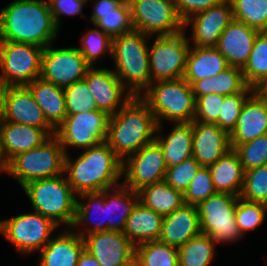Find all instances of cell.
<instances>
[{
    "instance_id": "6da1fadb",
    "label": "cell",
    "mask_w": 267,
    "mask_h": 266,
    "mask_svg": "<svg viewBox=\"0 0 267 266\" xmlns=\"http://www.w3.org/2000/svg\"><path fill=\"white\" fill-rule=\"evenodd\" d=\"M58 30L47 0H15L0 10V41L46 48Z\"/></svg>"
},
{
    "instance_id": "7a4b0ae2",
    "label": "cell",
    "mask_w": 267,
    "mask_h": 266,
    "mask_svg": "<svg viewBox=\"0 0 267 266\" xmlns=\"http://www.w3.org/2000/svg\"><path fill=\"white\" fill-rule=\"evenodd\" d=\"M149 105L140 97L133 96L108 122L106 143L123 161L155 140L161 130Z\"/></svg>"
},
{
    "instance_id": "3957f363",
    "label": "cell",
    "mask_w": 267,
    "mask_h": 266,
    "mask_svg": "<svg viewBox=\"0 0 267 266\" xmlns=\"http://www.w3.org/2000/svg\"><path fill=\"white\" fill-rule=\"evenodd\" d=\"M68 172V173H67ZM64 173L73 191L84 192L113 189L122 176V160L106 142L86 149L76 160L65 154Z\"/></svg>"
},
{
    "instance_id": "277c9868",
    "label": "cell",
    "mask_w": 267,
    "mask_h": 266,
    "mask_svg": "<svg viewBox=\"0 0 267 266\" xmlns=\"http://www.w3.org/2000/svg\"><path fill=\"white\" fill-rule=\"evenodd\" d=\"M149 38L151 36L134 29L114 37L112 41L111 56L116 65L113 72L125 88L129 85L128 91L132 96H140L141 91H145L152 83L147 44Z\"/></svg>"
},
{
    "instance_id": "5b68a950",
    "label": "cell",
    "mask_w": 267,
    "mask_h": 266,
    "mask_svg": "<svg viewBox=\"0 0 267 266\" xmlns=\"http://www.w3.org/2000/svg\"><path fill=\"white\" fill-rule=\"evenodd\" d=\"M140 97L149 105L158 125L163 119L175 123L194 120L196 99L184 78L155 81Z\"/></svg>"
},
{
    "instance_id": "8992f818",
    "label": "cell",
    "mask_w": 267,
    "mask_h": 266,
    "mask_svg": "<svg viewBox=\"0 0 267 266\" xmlns=\"http://www.w3.org/2000/svg\"><path fill=\"white\" fill-rule=\"evenodd\" d=\"M35 212L50 218L56 225L72 228L76 215V193L62 175L31 181L22 187Z\"/></svg>"
},
{
    "instance_id": "52a82bcc",
    "label": "cell",
    "mask_w": 267,
    "mask_h": 266,
    "mask_svg": "<svg viewBox=\"0 0 267 266\" xmlns=\"http://www.w3.org/2000/svg\"><path fill=\"white\" fill-rule=\"evenodd\" d=\"M65 152L55 135L39 147L17 154L1 170L9 173L23 187L27 183L64 173Z\"/></svg>"
},
{
    "instance_id": "ba28073f",
    "label": "cell",
    "mask_w": 267,
    "mask_h": 266,
    "mask_svg": "<svg viewBox=\"0 0 267 266\" xmlns=\"http://www.w3.org/2000/svg\"><path fill=\"white\" fill-rule=\"evenodd\" d=\"M239 196L216 192L197 206L201 234L216 243L233 242L243 235L235 219V208Z\"/></svg>"
},
{
    "instance_id": "9c48e42d",
    "label": "cell",
    "mask_w": 267,
    "mask_h": 266,
    "mask_svg": "<svg viewBox=\"0 0 267 266\" xmlns=\"http://www.w3.org/2000/svg\"><path fill=\"white\" fill-rule=\"evenodd\" d=\"M43 49L29 43L0 41V79L9 86H27L40 78Z\"/></svg>"
},
{
    "instance_id": "30bf717a",
    "label": "cell",
    "mask_w": 267,
    "mask_h": 266,
    "mask_svg": "<svg viewBox=\"0 0 267 266\" xmlns=\"http://www.w3.org/2000/svg\"><path fill=\"white\" fill-rule=\"evenodd\" d=\"M109 118L106 112L98 109L67 115L54 135L65 154L69 146L88 149L106 141Z\"/></svg>"
},
{
    "instance_id": "8fae6325",
    "label": "cell",
    "mask_w": 267,
    "mask_h": 266,
    "mask_svg": "<svg viewBox=\"0 0 267 266\" xmlns=\"http://www.w3.org/2000/svg\"><path fill=\"white\" fill-rule=\"evenodd\" d=\"M58 227L50 218L35 211L0 221V233L23 254L45 247L52 238L50 234Z\"/></svg>"
},
{
    "instance_id": "7c38bea8",
    "label": "cell",
    "mask_w": 267,
    "mask_h": 266,
    "mask_svg": "<svg viewBox=\"0 0 267 266\" xmlns=\"http://www.w3.org/2000/svg\"><path fill=\"white\" fill-rule=\"evenodd\" d=\"M135 30L158 36L176 35L185 31L174 0H128Z\"/></svg>"
},
{
    "instance_id": "4fadbf2b",
    "label": "cell",
    "mask_w": 267,
    "mask_h": 266,
    "mask_svg": "<svg viewBox=\"0 0 267 266\" xmlns=\"http://www.w3.org/2000/svg\"><path fill=\"white\" fill-rule=\"evenodd\" d=\"M182 31L176 35L157 36L148 47L152 83L183 78L190 43Z\"/></svg>"
},
{
    "instance_id": "5bb4252c",
    "label": "cell",
    "mask_w": 267,
    "mask_h": 266,
    "mask_svg": "<svg viewBox=\"0 0 267 266\" xmlns=\"http://www.w3.org/2000/svg\"><path fill=\"white\" fill-rule=\"evenodd\" d=\"M167 168L163 150L153 140L122 161L123 185L138 192L145 186L164 181Z\"/></svg>"
},
{
    "instance_id": "9a60e30c",
    "label": "cell",
    "mask_w": 267,
    "mask_h": 266,
    "mask_svg": "<svg viewBox=\"0 0 267 266\" xmlns=\"http://www.w3.org/2000/svg\"><path fill=\"white\" fill-rule=\"evenodd\" d=\"M90 67L77 47L52 49L50 44L43 49L40 78L65 88L83 80Z\"/></svg>"
},
{
    "instance_id": "2e32d148",
    "label": "cell",
    "mask_w": 267,
    "mask_h": 266,
    "mask_svg": "<svg viewBox=\"0 0 267 266\" xmlns=\"http://www.w3.org/2000/svg\"><path fill=\"white\" fill-rule=\"evenodd\" d=\"M84 80L94 96L97 109L109 116L116 114L133 97L128 90L125 91L127 88L111 69L90 67Z\"/></svg>"
},
{
    "instance_id": "e0dca14e",
    "label": "cell",
    "mask_w": 267,
    "mask_h": 266,
    "mask_svg": "<svg viewBox=\"0 0 267 266\" xmlns=\"http://www.w3.org/2000/svg\"><path fill=\"white\" fill-rule=\"evenodd\" d=\"M234 20L230 0L199 12L184 22L192 26V40L195 47H215L222 32Z\"/></svg>"
},
{
    "instance_id": "ac0fdd59",
    "label": "cell",
    "mask_w": 267,
    "mask_h": 266,
    "mask_svg": "<svg viewBox=\"0 0 267 266\" xmlns=\"http://www.w3.org/2000/svg\"><path fill=\"white\" fill-rule=\"evenodd\" d=\"M85 250L101 266H120L135 255L136 246L123 232L102 231L83 237Z\"/></svg>"
},
{
    "instance_id": "d6986e66",
    "label": "cell",
    "mask_w": 267,
    "mask_h": 266,
    "mask_svg": "<svg viewBox=\"0 0 267 266\" xmlns=\"http://www.w3.org/2000/svg\"><path fill=\"white\" fill-rule=\"evenodd\" d=\"M192 157L202 166L209 167L230 149V134L216 124L192 121Z\"/></svg>"
},
{
    "instance_id": "ffe728a7",
    "label": "cell",
    "mask_w": 267,
    "mask_h": 266,
    "mask_svg": "<svg viewBox=\"0 0 267 266\" xmlns=\"http://www.w3.org/2000/svg\"><path fill=\"white\" fill-rule=\"evenodd\" d=\"M3 120L42 128L50 136L55 134V129L47 122L42 109L27 86L9 87Z\"/></svg>"
},
{
    "instance_id": "44dd1931",
    "label": "cell",
    "mask_w": 267,
    "mask_h": 266,
    "mask_svg": "<svg viewBox=\"0 0 267 266\" xmlns=\"http://www.w3.org/2000/svg\"><path fill=\"white\" fill-rule=\"evenodd\" d=\"M50 135L42 128L2 120L0 151L2 169L17 154L39 147Z\"/></svg>"
},
{
    "instance_id": "7402d4cb",
    "label": "cell",
    "mask_w": 267,
    "mask_h": 266,
    "mask_svg": "<svg viewBox=\"0 0 267 266\" xmlns=\"http://www.w3.org/2000/svg\"><path fill=\"white\" fill-rule=\"evenodd\" d=\"M267 134V99L254 91L245 101L236 127L230 133V147Z\"/></svg>"
},
{
    "instance_id": "603a6c76",
    "label": "cell",
    "mask_w": 267,
    "mask_h": 266,
    "mask_svg": "<svg viewBox=\"0 0 267 266\" xmlns=\"http://www.w3.org/2000/svg\"><path fill=\"white\" fill-rule=\"evenodd\" d=\"M258 33V30L234 19L222 32L215 48L227 59L229 66L242 69Z\"/></svg>"
},
{
    "instance_id": "cb8c5ba5",
    "label": "cell",
    "mask_w": 267,
    "mask_h": 266,
    "mask_svg": "<svg viewBox=\"0 0 267 266\" xmlns=\"http://www.w3.org/2000/svg\"><path fill=\"white\" fill-rule=\"evenodd\" d=\"M201 234L197 206L183 204L163 217L159 241L179 248Z\"/></svg>"
},
{
    "instance_id": "d4e9b609",
    "label": "cell",
    "mask_w": 267,
    "mask_h": 266,
    "mask_svg": "<svg viewBox=\"0 0 267 266\" xmlns=\"http://www.w3.org/2000/svg\"><path fill=\"white\" fill-rule=\"evenodd\" d=\"M85 249L83 238L72 230L62 232L39 252V266H77L79 257Z\"/></svg>"
},
{
    "instance_id": "484cf974",
    "label": "cell",
    "mask_w": 267,
    "mask_h": 266,
    "mask_svg": "<svg viewBox=\"0 0 267 266\" xmlns=\"http://www.w3.org/2000/svg\"><path fill=\"white\" fill-rule=\"evenodd\" d=\"M229 67L227 59L215 47H190L183 78L192 85L213 77Z\"/></svg>"
},
{
    "instance_id": "4316f807",
    "label": "cell",
    "mask_w": 267,
    "mask_h": 266,
    "mask_svg": "<svg viewBox=\"0 0 267 266\" xmlns=\"http://www.w3.org/2000/svg\"><path fill=\"white\" fill-rule=\"evenodd\" d=\"M163 216L138 202L126 220L123 233L135 245L159 240Z\"/></svg>"
},
{
    "instance_id": "83f0119b",
    "label": "cell",
    "mask_w": 267,
    "mask_h": 266,
    "mask_svg": "<svg viewBox=\"0 0 267 266\" xmlns=\"http://www.w3.org/2000/svg\"><path fill=\"white\" fill-rule=\"evenodd\" d=\"M47 122L56 129L67 116L64 90L41 78L27 85Z\"/></svg>"
},
{
    "instance_id": "f1b7e54d",
    "label": "cell",
    "mask_w": 267,
    "mask_h": 266,
    "mask_svg": "<svg viewBox=\"0 0 267 266\" xmlns=\"http://www.w3.org/2000/svg\"><path fill=\"white\" fill-rule=\"evenodd\" d=\"M217 192L240 196L244 184V169L234 149L208 167Z\"/></svg>"
},
{
    "instance_id": "f546056e",
    "label": "cell",
    "mask_w": 267,
    "mask_h": 266,
    "mask_svg": "<svg viewBox=\"0 0 267 266\" xmlns=\"http://www.w3.org/2000/svg\"><path fill=\"white\" fill-rule=\"evenodd\" d=\"M169 135L155 136L163 150L167 167L177 165L192 157L193 130L191 123H175Z\"/></svg>"
},
{
    "instance_id": "4dcf8cb0",
    "label": "cell",
    "mask_w": 267,
    "mask_h": 266,
    "mask_svg": "<svg viewBox=\"0 0 267 266\" xmlns=\"http://www.w3.org/2000/svg\"><path fill=\"white\" fill-rule=\"evenodd\" d=\"M117 187H115L114 195L108 193L110 189L104 190L105 215L108 216L107 220L105 218V222L107 223V231L123 232L127 218L139 202V195L138 192L123 184L119 189ZM116 210H119L120 213Z\"/></svg>"
},
{
    "instance_id": "1f68e13d",
    "label": "cell",
    "mask_w": 267,
    "mask_h": 266,
    "mask_svg": "<svg viewBox=\"0 0 267 266\" xmlns=\"http://www.w3.org/2000/svg\"><path fill=\"white\" fill-rule=\"evenodd\" d=\"M191 86L195 99L213 93L233 95L243 92L248 87L242 69L235 66H229L213 77L197 80Z\"/></svg>"
},
{
    "instance_id": "d6a6232c",
    "label": "cell",
    "mask_w": 267,
    "mask_h": 266,
    "mask_svg": "<svg viewBox=\"0 0 267 266\" xmlns=\"http://www.w3.org/2000/svg\"><path fill=\"white\" fill-rule=\"evenodd\" d=\"M139 202L161 216H167L184 204L183 193L165 181L143 187L138 191Z\"/></svg>"
},
{
    "instance_id": "836d02e7",
    "label": "cell",
    "mask_w": 267,
    "mask_h": 266,
    "mask_svg": "<svg viewBox=\"0 0 267 266\" xmlns=\"http://www.w3.org/2000/svg\"><path fill=\"white\" fill-rule=\"evenodd\" d=\"M79 197H82L85 199L89 200V203H82L80 201H78L77 199V204H76V215H75V220L74 223L72 225L73 229L74 227L78 226L79 223L84 222L86 224V222H89V219H91L92 215V208L97 212H100L101 214H105V201H104V190L103 191H94V192H84L81 194H78ZM98 209V210H97ZM97 214H100L98 213ZM91 213V214H90ZM93 219V218H92ZM99 221H97V219H94V221L98 222H89L91 223H95L94 225H92L90 228L88 227L87 229L83 230L81 233H77L79 234L82 238L86 235H89L91 233H95V232H102V231H107V223L105 222V219L102 221V219H99Z\"/></svg>"
},
{
    "instance_id": "e575fe53",
    "label": "cell",
    "mask_w": 267,
    "mask_h": 266,
    "mask_svg": "<svg viewBox=\"0 0 267 266\" xmlns=\"http://www.w3.org/2000/svg\"><path fill=\"white\" fill-rule=\"evenodd\" d=\"M90 20L112 38L134 30L128 0H124L113 12L92 13Z\"/></svg>"
},
{
    "instance_id": "d590c367",
    "label": "cell",
    "mask_w": 267,
    "mask_h": 266,
    "mask_svg": "<svg viewBox=\"0 0 267 266\" xmlns=\"http://www.w3.org/2000/svg\"><path fill=\"white\" fill-rule=\"evenodd\" d=\"M217 243L209 236L200 234L178 248L179 266H208L214 257Z\"/></svg>"
},
{
    "instance_id": "8d00e7d4",
    "label": "cell",
    "mask_w": 267,
    "mask_h": 266,
    "mask_svg": "<svg viewBox=\"0 0 267 266\" xmlns=\"http://www.w3.org/2000/svg\"><path fill=\"white\" fill-rule=\"evenodd\" d=\"M242 73L247 85L254 89L267 77V32H259L256 36Z\"/></svg>"
},
{
    "instance_id": "74e56055",
    "label": "cell",
    "mask_w": 267,
    "mask_h": 266,
    "mask_svg": "<svg viewBox=\"0 0 267 266\" xmlns=\"http://www.w3.org/2000/svg\"><path fill=\"white\" fill-rule=\"evenodd\" d=\"M135 254L141 266H179L178 248L159 240L137 245Z\"/></svg>"
},
{
    "instance_id": "f35d334b",
    "label": "cell",
    "mask_w": 267,
    "mask_h": 266,
    "mask_svg": "<svg viewBox=\"0 0 267 266\" xmlns=\"http://www.w3.org/2000/svg\"><path fill=\"white\" fill-rule=\"evenodd\" d=\"M233 17L259 32H267V0H230Z\"/></svg>"
},
{
    "instance_id": "ab89813d",
    "label": "cell",
    "mask_w": 267,
    "mask_h": 266,
    "mask_svg": "<svg viewBox=\"0 0 267 266\" xmlns=\"http://www.w3.org/2000/svg\"><path fill=\"white\" fill-rule=\"evenodd\" d=\"M242 199L267 205V165L254 167L244 172Z\"/></svg>"
},
{
    "instance_id": "60d3db41",
    "label": "cell",
    "mask_w": 267,
    "mask_h": 266,
    "mask_svg": "<svg viewBox=\"0 0 267 266\" xmlns=\"http://www.w3.org/2000/svg\"><path fill=\"white\" fill-rule=\"evenodd\" d=\"M63 90L67 115L97 110L94 96L84 79L63 88Z\"/></svg>"
},
{
    "instance_id": "b9f144b4",
    "label": "cell",
    "mask_w": 267,
    "mask_h": 266,
    "mask_svg": "<svg viewBox=\"0 0 267 266\" xmlns=\"http://www.w3.org/2000/svg\"><path fill=\"white\" fill-rule=\"evenodd\" d=\"M113 38L106 34L101 28L89 30L81 37L82 47H77L86 62L93 67L96 59L104 53L112 54Z\"/></svg>"
},
{
    "instance_id": "7bdbcfd3",
    "label": "cell",
    "mask_w": 267,
    "mask_h": 266,
    "mask_svg": "<svg viewBox=\"0 0 267 266\" xmlns=\"http://www.w3.org/2000/svg\"><path fill=\"white\" fill-rule=\"evenodd\" d=\"M267 205L250 202L238 197L235 208V219L242 235L249 230H255L263 223Z\"/></svg>"
},
{
    "instance_id": "ee69618b",
    "label": "cell",
    "mask_w": 267,
    "mask_h": 266,
    "mask_svg": "<svg viewBox=\"0 0 267 266\" xmlns=\"http://www.w3.org/2000/svg\"><path fill=\"white\" fill-rule=\"evenodd\" d=\"M244 171L267 165V134L234 148Z\"/></svg>"
},
{
    "instance_id": "f6af8a7d",
    "label": "cell",
    "mask_w": 267,
    "mask_h": 266,
    "mask_svg": "<svg viewBox=\"0 0 267 266\" xmlns=\"http://www.w3.org/2000/svg\"><path fill=\"white\" fill-rule=\"evenodd\" d=\"M255 91L252 87H247L243 92L224 96L223 106L218 116V126L229 134L236 127L241 109L249 97Z\"/></svg>"
},
{
    "instance_id": "bcb514c9",
    "label": "cell",
    "mask_w": 267,
    "mask_h": 266,
    "mask_svg": "<svg viewBox=\"0 0 267 266\" xmlns=\"http://www.w3.org/2000/svg\"><path fill=\"white\" fill-rule=\"evenodd\" d=\"M216 192L209 168L201 167L183 193L184 203L198 206Z\"/></svg>"
},
{
    "instance_id": "7dc6e473",
    "label": "cell",
    "mask_w": 267,
    "mask_h": 266,
    "mask_svg": "<svg viewBox=\"0 0 267 266\" xmlns=\"http://www.w3.org/2000/svg\"><path fill=\"white\" fill-rule=\"evenodd\" d=\"M202 166L193 158L167 168L165 182L184 193Z\"/></svg>"
},
{
    "instance_id": "c3c4849f",
    "label": "cell",
    "mask_w": 267,
    "mask_h": 266,
    "mask_svg": "<svg viewBox=\"0 0 267 266\" xmlns=\"http://www.w3.org/2000/svg\"><path fill=\"white\" fill-rule=\"evenodd\" d=\"M224 96L206 94L196 98L194 121L211 123L218 126V116L223 106Z\"/></svg>"
},
{
    "instance_id": "681fc988",
    "label": "cell",
    "mask_w": 267,
    "mask_h": 266,
    "mask_svg": "<svg viewBox=\"0 0 267 266\" xmlns=\"http://www.w3.org/2000/svg\"><path fill=\"white\" fill-rule=\"evenodd\" d=\"M223 0H174L178 16L183 22L193 15L205 11Z\"/></svg>"
},
{
    "instance_id": "f907efd6",
    "label": "cell",
    "mask_w": 267,
    "mask_h": 266,
    "mask_svg": "<svg viewBox=\"0 0 267 266\" xmlns=\"http://www.w3.org/2000/svg\"><path fill=\"white\" fill-rule=\"evenodd\" d=\"M57 28H60V15L81 14L88 0H47Z\"/></svg>"
},
{
    "instance_id": "816d5d0a",
    "label": "cell",
    "mask_w": 267,
    "mask_h": 266,
    "mask_svg": "<svg viewBox=\"0 0 267 266\" xmlns=\"http://www.w3.org/2000/svg\"><path fill=\"white\" fill-rule=\"evenodd\" d=\"M124 0H97L92 13L113 12Z\"/></svg>"
},
{
    "instance_id": "f5cc1de1",
    "label": "cell",
    "mask_w": 267,
    "mask_h": 266,
    "mask_svg": "<svg viewBox=\"0 0 267 266\" xmlns=\"http://www.w3.org/2000/svg\"><path fill=\"white\" fill-rule=\"evenodd\" d=\"M9 85L0 79V122L4 119Z\"/></svg>"
},
{
    "instance_id": "db71d44e",
    "label": "cell",
    "mask_w": 267,
    "mask_h": 266,
    "mask_svg": "<svg viewBox=\"0 0 267 266\" xmlns=\"http://www.w3.org/2000/svg\"><path fill=\"white\" fill-rule=\"evenodd\" d=\"M77 266H101L98 261L85 249L79 257Z\"/></svg>"
},
{
    "instance_id": "11a10c76",
    "label": "cell",
    "mask_w": 267,
    "mask_h": 266,
    "mask_svg": "<svg viewBox=\"0 0 267 266\" xmlns=\"http://www.w3.org/2000/svg\"><path fill=\"white\" fill-rule=\"evenodd\" d=\"M255 91L262 97L267 99V77L264 81L255 89Z\"/></svg>"
},
{
    "instance_id": "9f6ffc18",
    "label": "cell",
    "mask_w": 267,
    "mask_h": 266,
    "mask_svg": "<svg viewBox=\"0 0 267 266\" xmlns=\"http://www.w3.org/2000/svg\"><path fill=\"white\" fill-rule=\"evenodd\" d=\"M120 266H141V263H140L139 258L135 254L129 260L122 263Z\"/></svg>"
},
{
    "instance_id": "6f0895ef",
    "label": "cell",
    "mask_w": 267,
    "mask_h": 266,
    "mask_svg": "<svg viewBox=\"0 0 267 266\" xmlns=\"http://www.w3.org/2000/svg\"><path fill=\"white\" fill-rule=\"evenodd\" d=\"M0 170H2V157H1V151H0Z\"/></svg>"
}]
</instances>
